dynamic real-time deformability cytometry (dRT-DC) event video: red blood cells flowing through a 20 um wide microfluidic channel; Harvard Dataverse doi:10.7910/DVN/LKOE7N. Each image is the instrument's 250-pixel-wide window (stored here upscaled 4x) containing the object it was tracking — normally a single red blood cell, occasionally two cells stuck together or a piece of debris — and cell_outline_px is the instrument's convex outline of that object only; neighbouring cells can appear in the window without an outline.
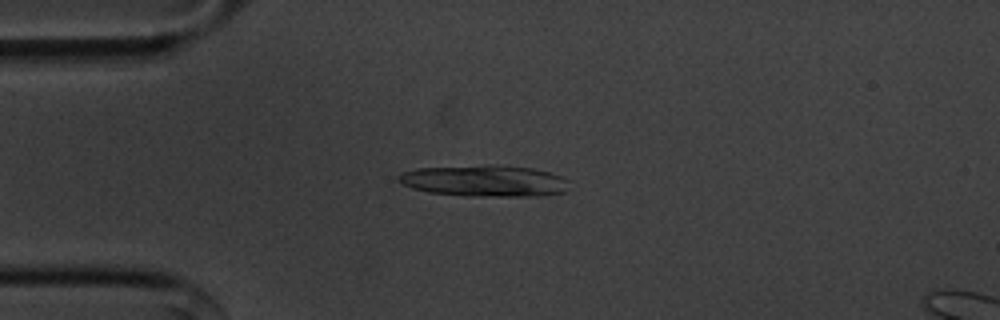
{"species": "common noctule bat (a hibernating species)", "species_latin": "Nyctalus noctula", "temperature_condition": "cold", "stored_images_in_passage": 54, "camera_frame_rate_fps": 3000, "um_per_image_px": 0.085, "animal": {"sex": "male", "body_mass_g": 20.1, "forearm_length_mm": 53.5}, "frame": {"image": 1, "passage_image": 13, "time_ms": 4.0, "image_size_px": [1000, 320], "cell_outline_px": [[568, 180], [564, 192], [536, 196], [468, 196], [428, 192], [412, 188], [396, 180], [396, 176], [400, 172], [416, 168], [532, 168], [548, 172], [560, 176]], "centroid_in_image_um": [41.13, 15.43], "position_along_channel_um": 43.9, "area_um2": 29.71}}
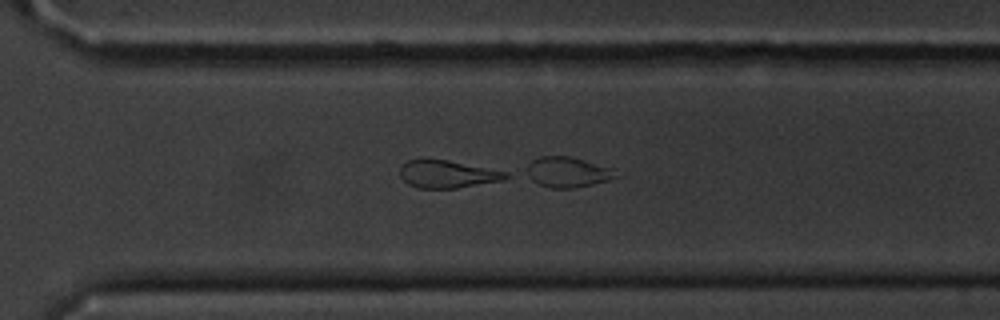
{"frame": {"image": 2, "passage_image": 38, "time_ms": 12.333, "image_size_px": [1000, 320], "cell_outline_px": [[512, 176], [504, 180], [456, 188], [420, 188], [408, 184], [400, 176], [400, 168], [408, 160], [448, 160], [508, 172]], "centroid_in_image_um": [38.08, 14.81], "position_along_channel_um": 332.5, "area_um2": 16.82}}